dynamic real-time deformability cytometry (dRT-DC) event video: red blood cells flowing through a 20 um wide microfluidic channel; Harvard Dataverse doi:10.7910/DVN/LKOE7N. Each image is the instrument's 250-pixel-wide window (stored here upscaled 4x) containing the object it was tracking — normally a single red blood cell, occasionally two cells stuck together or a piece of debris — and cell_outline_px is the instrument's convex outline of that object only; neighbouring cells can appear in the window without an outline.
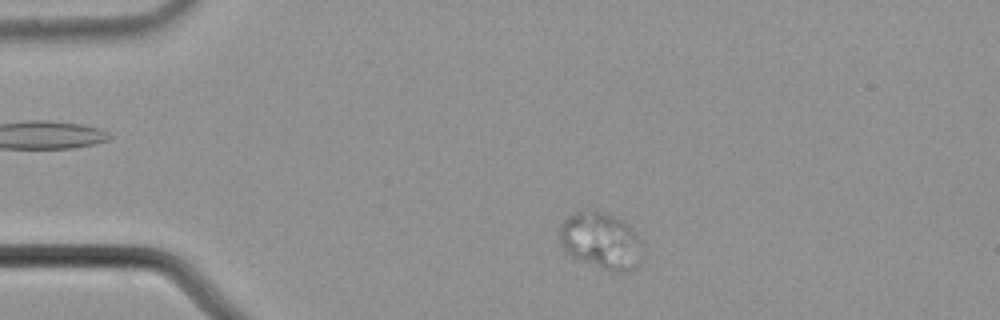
{"species": "common noctule bat (a hibernating species)", "species_latin": "Nyctalus noctula", "temperature_condition": "cold", "stored_images_in_passage": 50, "segment_of_instrument_passage": [1, 2], "camera_frame_rate_fps": 3000, "um_per_image_px": 0.085, "animal": {"sex": "male", "body_mass_g": 21.5, "forearm_length_mm": 52.0}, "frame": {"image": 1, "passage_image": 4, "time_ms": 1.0, "image_size_px": [1000, 320], "cell_outline_px": [[644, 256], [640, 264], [628, 272], [616, 272], [580, 260], [572, 256], [560, 244], [560, 228], [564, 220], [568, 216], [576, 212], [596, 208], [628, 224], [636, 232], [640, 240], [644, 252]], "centroid_in_image_um": [51.14, 20.46], "position_along_channel_um": 33.9, "area_um2": 27.57}}
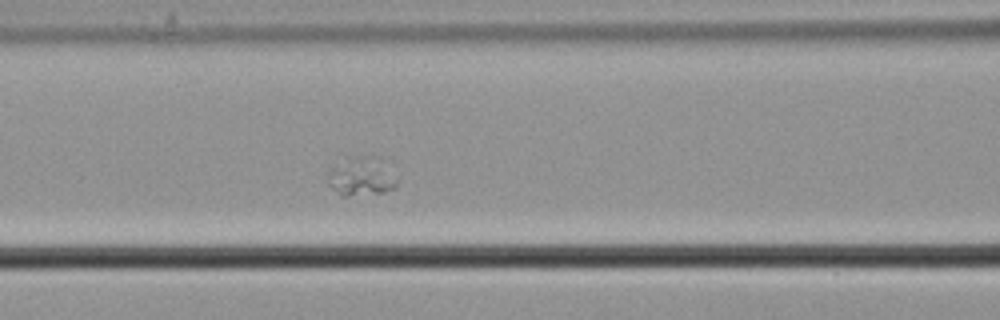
{"frame": {"image": 2, "passage_image": 17, "time_ms": 5.333, "image_size_px": [1000, 320], "cell_outline_px": [[396, 188], [384, 192], [348, 196], [344, 196], [332, 188], [328, 184], [328, 176], [332, 168], [348, 156], [380, 156], [396, 180]], "centroid_in_image_um": [30.72, 14.98], "position_along_channel_um": 135.9, "area_um2": 15.43}}
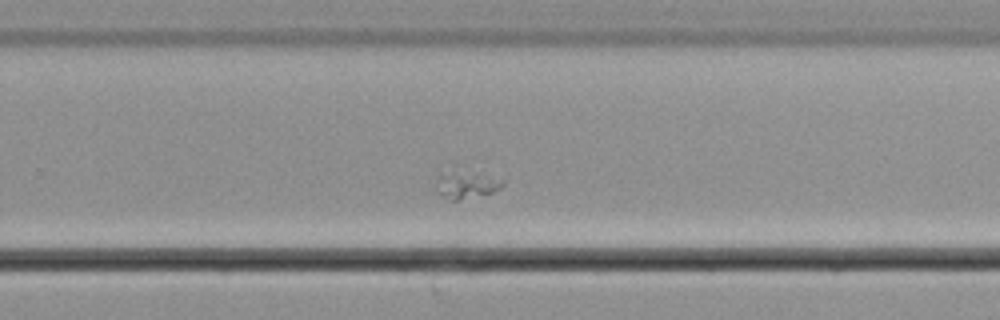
{"frame": {"image": 3, "passage_image": 30, "time_ms": 9.667, "image_size_px": [1000, 320], "cell_outline_px": [[504, 184], [500, 188], [492, 192], [456, 200], [452, 200], [440, 196], [436, 192], [436, 176], [464, 164], [504, 180]], "centroid_in_image_um": [39.62, 15.56], "position_along_channel_um": 290.2, "area_um2": 11.79}}